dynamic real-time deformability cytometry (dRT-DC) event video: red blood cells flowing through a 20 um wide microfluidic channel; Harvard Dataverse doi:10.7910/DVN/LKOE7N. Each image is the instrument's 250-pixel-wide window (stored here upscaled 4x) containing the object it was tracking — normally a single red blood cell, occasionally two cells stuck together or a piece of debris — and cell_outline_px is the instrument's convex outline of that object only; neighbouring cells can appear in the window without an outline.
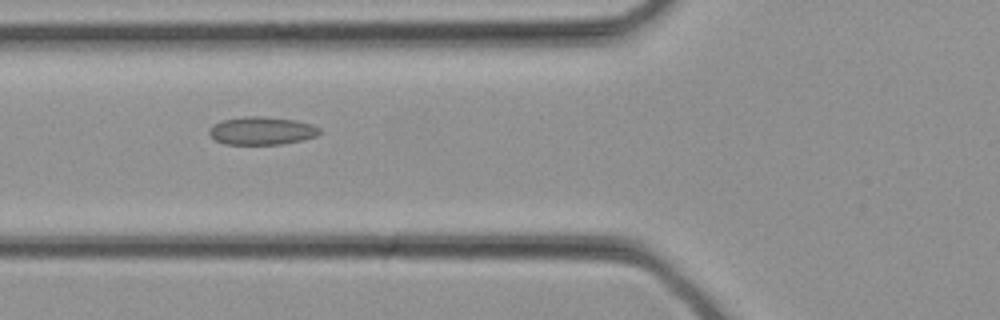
{"species": "common noctule bat (a hibernating species)", "species_latin": "Nyctalus noctula", "temperature_condition": "cold", "stored_images_in_passage": 23, "camera_frame_rate_fps": 3000, "um_per_image_px": 0.085, "animal": {"sex": "female", "body_mass_g": 21.9}, "frame": {"image": 1, "passage_image": 3, "time_ms": 0.667, "image_size_px": [1000, 320], "cell_outline_px": [[320, 132], [316, 136], [304, 140], [284, 144], [224, 144], [216, 140], [208, 132], [208, 128], [224, 120], [244, 116], [260, 116], [296, 120], [312, 124], [320, 128]], "centroid_in_image_um": [22.28, 11.12], "position_along_channel_um": 103.5, "area_um2": 17.98}}
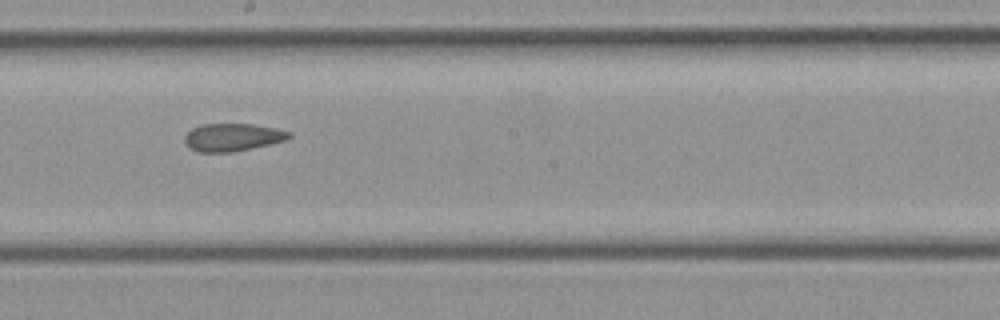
{"frame": {"image": 2, "passage_image": 9, "time_ms": 2.667, "image_size_px": [1000, 320], "cell_outline_px": [[292, 136], [284, 140], [252, 148], [232, 152], [200, 152], [188, 148], [184, 140], [184, 136], [192, 128], [204, 124], [252, 124], [276, 128], [292, 132]], "centroid_in_image_um": [19.75, 11.66], "position_along_channel_um": 228.5, "area_um2": 16.82}}
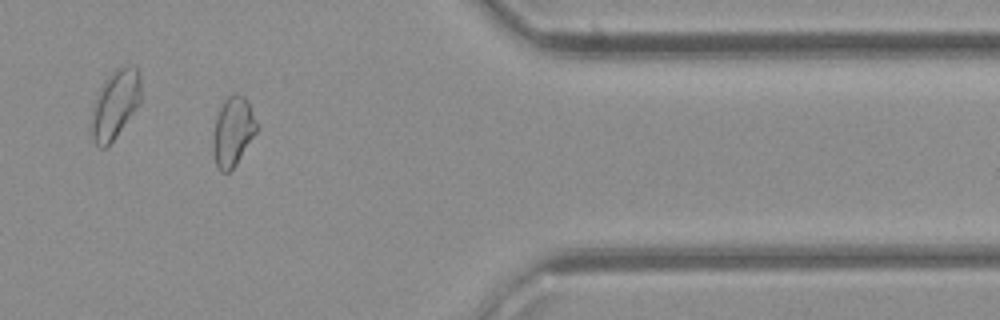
{"frame": {"image": 3, "passage_image": 18, "time_ms": 5.667, "image_size_px": [1000, 320], "cell_outline_px": [[260, 128], [236, 164], [228, 172], [220, 172], [216, 168], [212, 152], [212, 140], [216, 120], [220, 108], [224, 100], [228, 96], [236, 92], [244, 96], [248, 100]], "centroid_in_image_um": [19.81, 11.18], "position_along_channel_um": 391.6, "area_um2": 18.03}}